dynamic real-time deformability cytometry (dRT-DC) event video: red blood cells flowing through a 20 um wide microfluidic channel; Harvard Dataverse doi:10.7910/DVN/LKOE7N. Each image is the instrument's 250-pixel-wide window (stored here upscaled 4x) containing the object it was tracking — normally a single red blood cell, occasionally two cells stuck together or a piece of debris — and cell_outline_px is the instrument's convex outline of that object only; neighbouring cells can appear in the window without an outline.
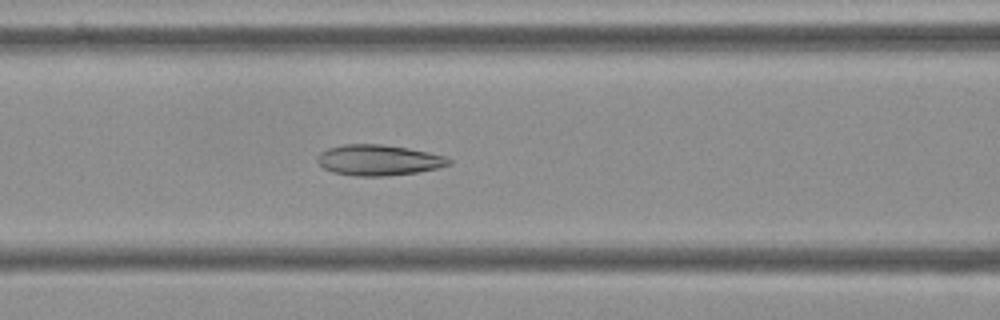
{"species": "Egyptian fruit bat (a non-hibernating species)", "species_latin": "Rousettus aegyptiacus", "temperature_condition": "cold", "stored_images_in_passage": 49, "camera_frame_rate_fps": 3000, "um_per_image_px": 0.085, "frame": {"image": 1, "passage_image": 16, "time_ms": 5.0, "image_size_px": [1000, 320], "cell_outline_px": [[452, 164], [436, 168], [416, 172], [384, 176], [356, 176], [332, 172], [324, 168], [316, 160], [316, 156], [320, 152], [328, 148], [344, 144], [380, 144], [408, 148], [428, 152], [444, 156], [452, 160]], "centroid_in_image_um": [32.15, 13.6], "position_along_channel_um": 134.4, "area_um2": 23.47}}
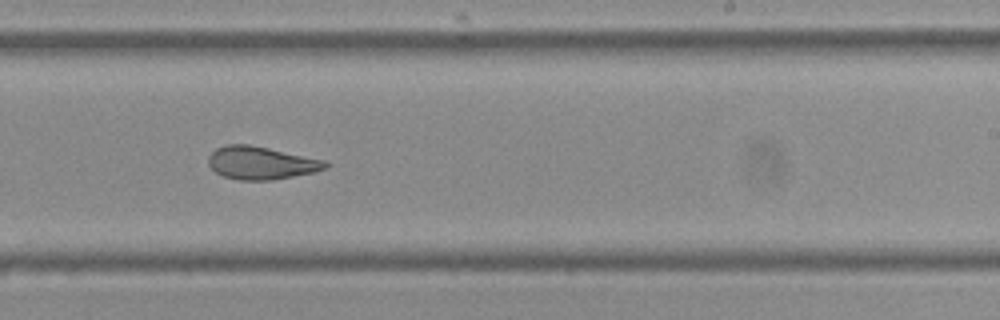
{"frame": {"image": 2, "passage_image": 27, "time_ms": 8.667, "image_size_px": [1000, 320], "cell_outline_px": [[328, 168], [316, 172], [272, 180], [240, 180], [224, 176], [216, 172], [208, 164], [208, 156], [216, 148], [224, 144], [248, 144], [328, 160]], "centroid_in_image_um": [22.23, 13.84], "position_along_channel_um": 266.8, "area_um2": 22.6}}
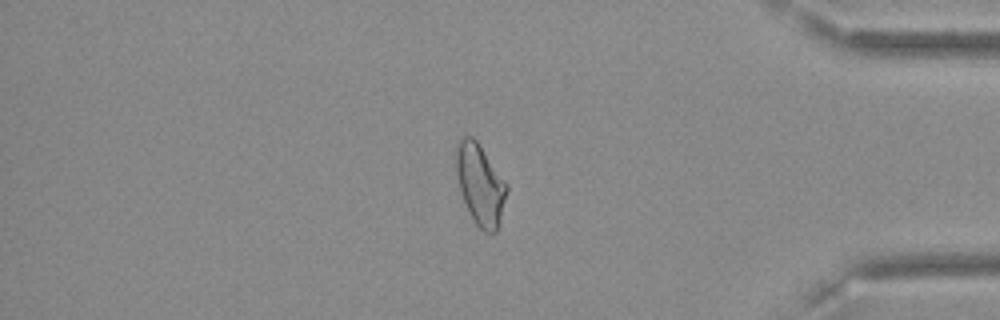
{"frame": {"image": 3, "passage_image": 40, "time_ms": 13.0, "image_size_px": [1000, 320], "cell_outline_px": [[508, 188], [496, 232], [484, 232], [476, 224], [464, 200], [460, 188], [456, 172], [456, 140], [464, 136], [472, 136], [476, 140], [508, 184]], "centroid_in_image_um": [40.81, 15.63], "position_along_channel_um": 394.4, "area_um2": 23.41}, "authors_computed_cell_mechanics": {"area_um2": 23.987, "velocity_mm_per_s": 3.6196, "shape_relaxation_time_tau1_ms": null, "shape_relaxation_time_tau2_ms": 2.1325, "deformation_change_tau1": null, "deformation_change_tau2": 0.0926}}